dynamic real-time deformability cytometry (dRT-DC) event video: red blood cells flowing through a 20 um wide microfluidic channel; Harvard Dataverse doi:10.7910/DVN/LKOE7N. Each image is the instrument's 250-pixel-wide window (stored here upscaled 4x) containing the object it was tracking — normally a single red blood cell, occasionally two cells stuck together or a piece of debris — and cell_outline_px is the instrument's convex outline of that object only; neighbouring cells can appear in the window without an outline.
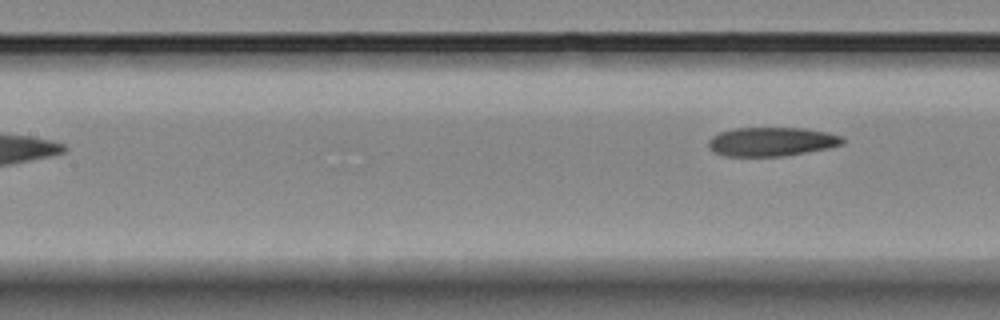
{"species": "Egyptian fruit bat (a non-hibernating species)", "species_latin": "Rousettus aegyptiacus", "temperature_condition": "room temperature", "stored_images_in_passage": 7, "segment_of_instrument_passage": [2, 2], "camera_frame_rate_fps": 3000, "um_per_image_px": 0.085, "animal": {"sex": "female"}, "frame": {"image": 1, "passage_image": 7, "time_ms": 7.0, "image_size_px": [1000, 320], "cell_outline_px": [[844, 144], [828, 148], [784, 156], [724, 156], [712, 152], [708, 148], [708, 140], [712, 136], [720, 132], [736, 128], [804, 128], [828, 132], [844, 136]], "centroid_in_image_um": [65.58, 12.04], "position_along_channel_um": 141.8, "area_um2": 22.83}}